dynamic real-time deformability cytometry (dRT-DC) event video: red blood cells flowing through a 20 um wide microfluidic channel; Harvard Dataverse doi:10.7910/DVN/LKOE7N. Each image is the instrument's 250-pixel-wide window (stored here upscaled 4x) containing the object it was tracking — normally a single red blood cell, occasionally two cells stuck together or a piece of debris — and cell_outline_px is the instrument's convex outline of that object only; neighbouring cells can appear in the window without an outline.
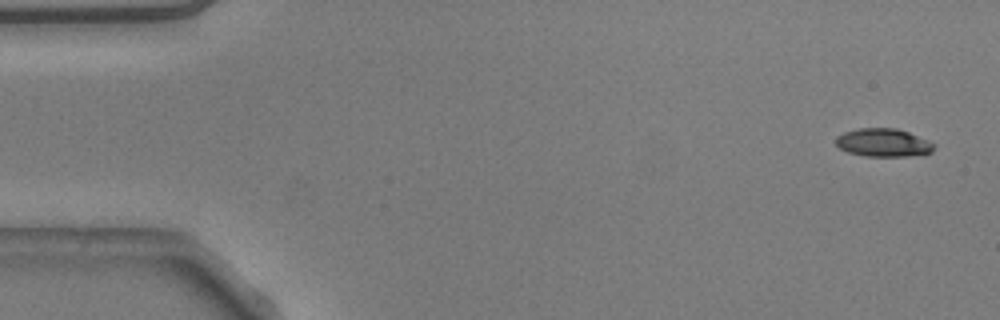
{"species": "common noctule bat (a hibernating species)", "species_latin": "Nyctalus noctula", "temperature_condition": "warm", "stored_images_in_passage": 52, "camera_frame_rate_fps": 3000, "um_per_image_px": 0.085, "animal": {"sex": "male", "body_mass_g": 20.5, "forearm_length_mm": 52.5}, "frame": {"image": 1, "passage_image": 1, "time_ms": 0.0, "image_size_px": [1000, 320], "cell_outline_px": [[936, 144], [932, 152], [924, 156], [864, 156], [848, 152], [840, 148], [836, 144], [836, 136], [844, 132], [860, 128], [896, 128], [908, 132], [928, 140]], "centroid_in_image_um": [75.13, 12.14], "position_along_channel_um": 9.9, "area_um2": 16.3}}
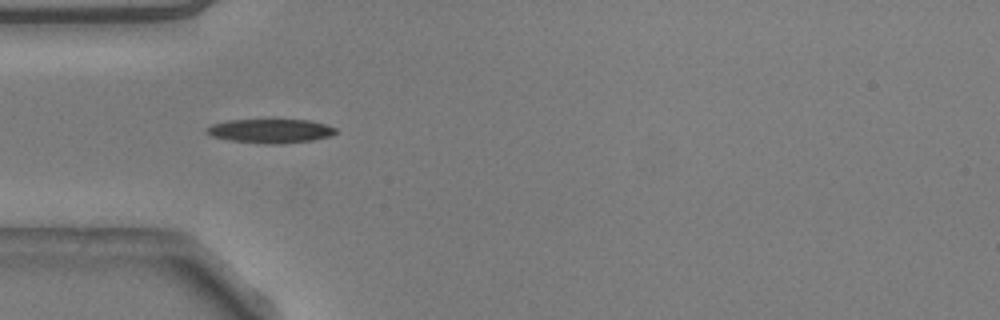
{"frame": {"image": 2, "passage_image": 15, "time_ms": 4.667, "image_size_px": [1000, 320], "cell_outline_px": [[336, 132], [332, 136], [312, 140], [280, 144], [268, 144], [232, 140], [212, 136], [204, 132], [204, 128], [212, 124], [228, 120], [276, 116], [312, 120], [336, 128]], "centroid_in_image_um": [22.99, 11.06], "position_along_channel_um": 62.0, "area_um2": 19.25}}
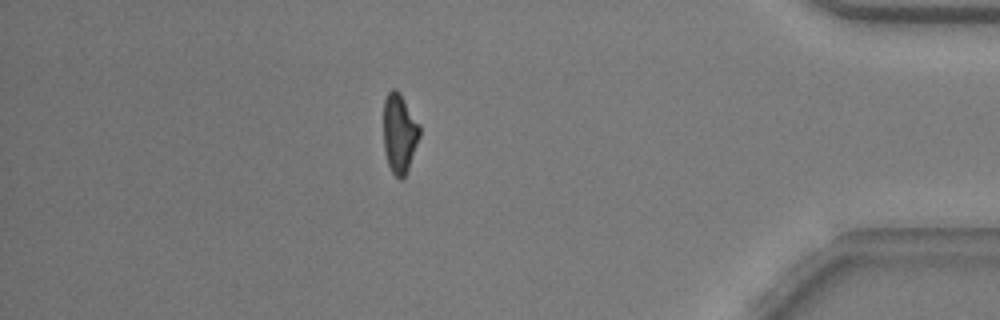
{"frame": {"image": 3, "passage_image": 45, "time_ms": 14.667, "image_size_px": [1000, 320], "cell_outline_px": [[420, 136], [408, 168], [404, 176], [400, 180], [392, 172], [388, 164], [384, 152], [384, 100], [388, 92], [392, 88], [396, 88], [400, 92], [420, 124]], "centroid_in_image_um": [33.95, 11.29], "position_along_channel_um": 401.2, "area_um2": 16.76}, "authors_computed_cell_mechanics": {"area_um2": 17.629, "velocity_mm_per_s": 3.8017, "shape_relaxation_time_tau1_ms": 4.0181, "shape_relaxation_time_tau2_ms": 2.3141, "deformation_change_tau1": 0.1609, "deformation_change_tau2": 0.0984}}